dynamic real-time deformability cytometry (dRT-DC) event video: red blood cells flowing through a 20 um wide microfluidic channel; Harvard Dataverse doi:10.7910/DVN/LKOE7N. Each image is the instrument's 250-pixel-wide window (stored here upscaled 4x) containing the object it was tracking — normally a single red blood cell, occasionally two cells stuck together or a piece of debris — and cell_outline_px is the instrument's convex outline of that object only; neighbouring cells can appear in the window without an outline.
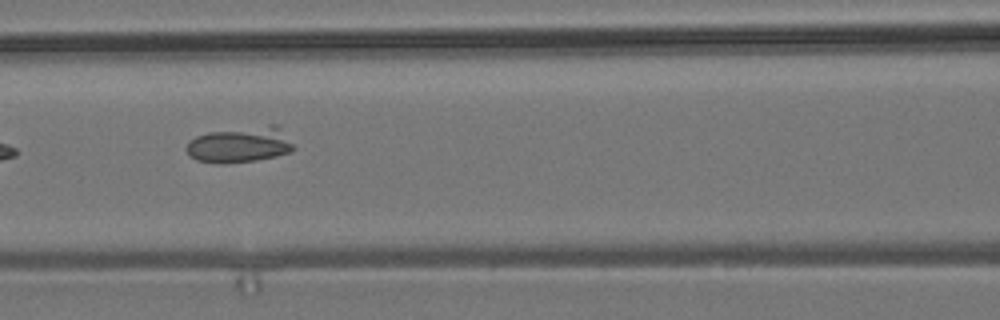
{"species": "common noctule bat (a hibernating species)", "species_latin": "Nyctalus noctula", "temperature_condition": "room temperature", "stored_images_in_passage": 8, "camera_frame_rate_fps": 3000, "um_per_image_px": 0.085, "animal": {"sex": "male", "body_mass_g": 19.2, "forearm_length_mm": 51.8}, "frame": {"image": 1, "passage_image": 5, "time_ms": 4.667, "image_size_px": [1000, 320], "cell_outline_px": [[296, 148], [292, 152], [276, 156], [256, 160], [220, 164], [196, 160], [184, 148], [196, 136], [208, 132], [268, 124], [280, 124]], "centroid_in_image_um": [20.48, 12.28], "position_along_channel_um": 146.1, "area_um2": 22.66}}
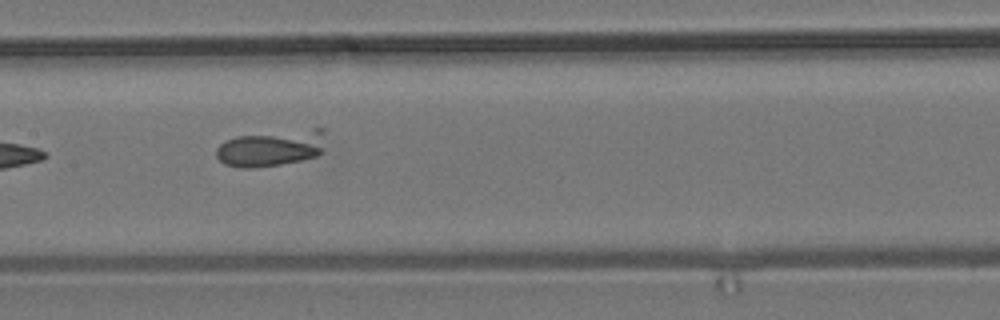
{"frame": {"image": 2, "passage_image": 6, "time_ms": 5.667, "image_size_px": [1000, 320], "cell_outline_px": [[324, 152], [316, 156], [300, 160], [280, 164], [252, 168], [240, 168], [224, 164], [216, 156], [216, 148], [220, 144], [236, 136], [312, 128], [324, 128]], "centroid_in_image_um": [23.08, 12.59], "position_along_channel_um": 184.3, "area_um2": 23.18}}
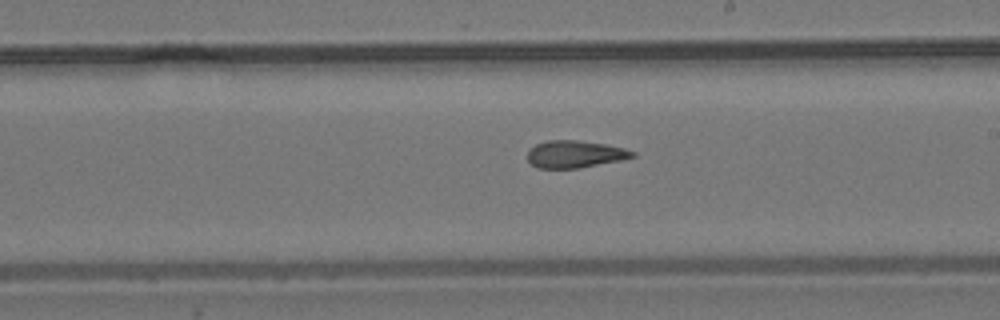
{"frame": {"image": 3, "passage_image": 8, "time_ms": 9.667, "image_size_px": [1000, 320], "cell_outline_px": [[636, 156], [620, 160], [580, 168], [536, 168], [528, 160], [528, 148], [536, 144], [548, 140], [576, 140], [604, 144], [624, 148], [636, 152]], "centroid_in_image_um": [48.85, 13.1], "position_along_channel_um": 240.2, "area_um2": 16.65}}